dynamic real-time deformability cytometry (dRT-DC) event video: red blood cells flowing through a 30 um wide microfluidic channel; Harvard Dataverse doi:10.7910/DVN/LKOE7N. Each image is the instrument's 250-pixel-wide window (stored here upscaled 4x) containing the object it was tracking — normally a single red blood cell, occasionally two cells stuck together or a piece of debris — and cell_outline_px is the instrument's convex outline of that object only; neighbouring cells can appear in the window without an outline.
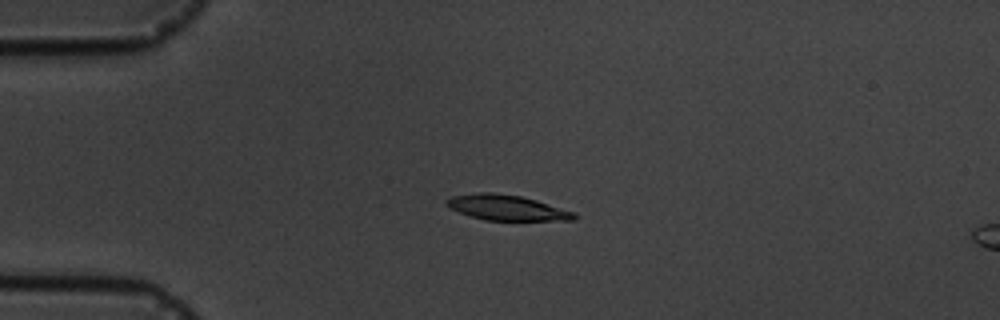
{"species": "common noctule bat (a hibernating species)", "species_latin": "Nyctalus noctula", "temperature_condition": "cold", "stored_images_in_passage": 4, "camera_frame_rate_fps": 3000, "um_per_image_px": 0.085, "animal": {"sex": "male", "body_mass_g": 19.5, "forearm_length_mm": 54.6}, "frame": {"image": 1, "passage_image": 3, "time_ms": 3.333, "image_size_px": [1000, 320], "cell_outline_px": [[576, 220], [484, 220], [448, 208], [444, 204], [444, 200], [452, 196], [480, 192], [492, 192], [520, 196], [536, 200], [576, 212]], "centroid_in_image_um": [43.05, 17.64], "position_along_channel_um": 41.9, "area_um2": 18.84}}